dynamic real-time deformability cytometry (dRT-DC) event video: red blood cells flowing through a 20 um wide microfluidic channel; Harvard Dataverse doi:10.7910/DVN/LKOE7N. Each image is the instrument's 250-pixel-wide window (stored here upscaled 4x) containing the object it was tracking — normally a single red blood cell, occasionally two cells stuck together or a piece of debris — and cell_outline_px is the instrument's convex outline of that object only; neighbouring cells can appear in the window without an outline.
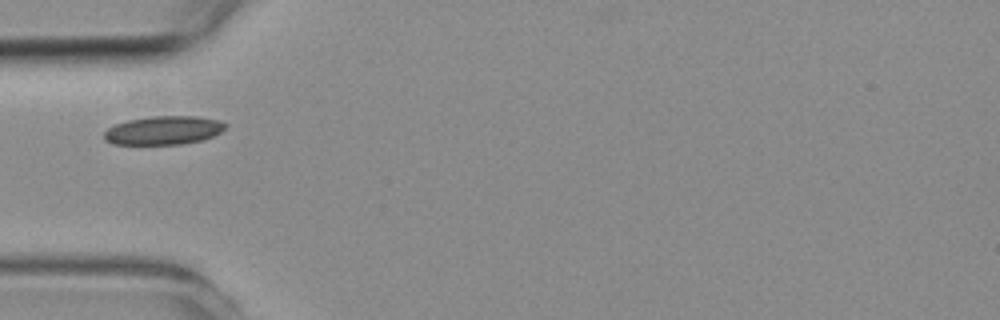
{"species": "common noctule bat (a hibernating species)", "species_latin": "Nyctalus noctula", "temperature_condition": "room temperature", "stored_images_in_passage": 7, "camera_frame_rate_fps": 3000, "um_per_image_px": 0.085, "animal": {"sex": "female", "body_mass_g": 19.3, "forearm_length_mm": 54.1}, "frame": {"image": 1, "passage_image": 1, "time_ms": 0.0, "image_size_px": [1000, 320], "cell_outline_px": [[228, 124], [220, 132], [204, 140], [180, 144], [112, 144], [104, 140], [104, 132], [108, 128], [116, 124], [128, 120], [156, 116], [196, 116], [220, 120]], "centroid_in_image_um": [13.91, 11.08], "position_along_channel_um": 71.1, "area_um2": 20.17}}
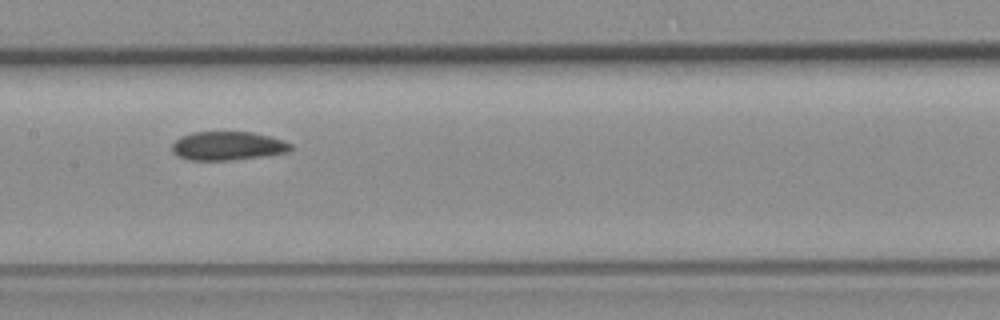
{"frame": {"image": 2, "passage_image": 4, "time_ms": 3.333, "image_size_px": [1000, 320], "cell_outline_px": [[292, 148], [288, 152], [260, 156], [228, 160], [188, 160], [176, 156], [172, 152], [172, 144], [180, 136], [192, 132], [252, 132], [268, 136], [292, 144]], "centroid_in_image_um": [19.29, 12.4], "position_along_channel_um": 188.1, "area_um2": 19.71}}
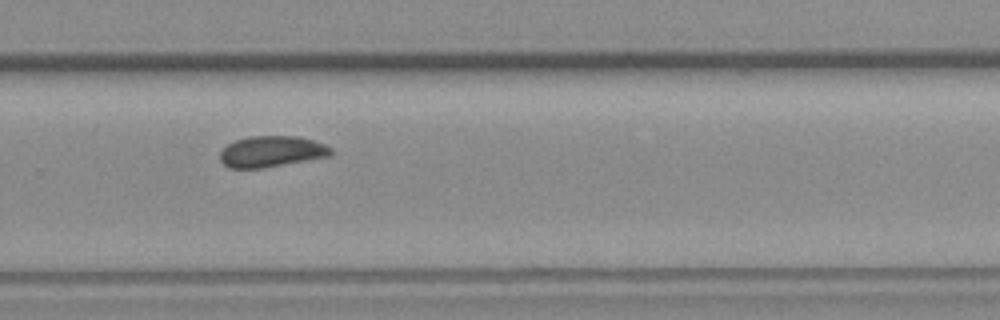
{"frame": {"image": 3, "passage_image": 7, "time_ms": 6.667, "image_size_px": [1000, 320], "cell_outline_px": [[336, 152], [332, 156], [264, 168], [228, 168], [220, 160], [220, 152], [228, 144], [236, 140], [252, 136], [296, 136], [312, 140], [324, 144], [332, 148]], "centroid_in_image_um": [23.13, 12.89], "position_along_channel_um": 306.7, "area_um2": 20.23}}